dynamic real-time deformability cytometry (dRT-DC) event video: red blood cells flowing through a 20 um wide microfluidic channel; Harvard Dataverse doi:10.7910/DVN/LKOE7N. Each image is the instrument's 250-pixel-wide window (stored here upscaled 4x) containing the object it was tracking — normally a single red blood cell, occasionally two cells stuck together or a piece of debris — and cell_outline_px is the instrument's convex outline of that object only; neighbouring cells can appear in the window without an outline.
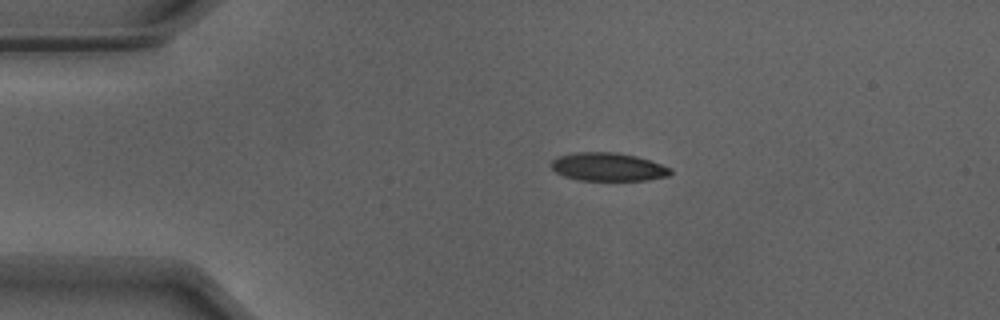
{"species": "Egyptian fruit bat (a non-hibernating species)", "species_latin": "Rousettus aegyptiacus", "temperature_condition": "warm", "stored_images_in_passage": 6, "camera_frame_rate_fps": 3000, "um_per_image_px": 0.085, "animal": {"sex": "male"}, "frame": {"image": 1, "passage_image": 1, "time_ms": 0.0, "image_size_px": [1000, 320], "cell_outline_px": [[672, 172], [668, 176], [648, 180], [580, 180], [564, 176], [556, 172], [548, 164], [552, 160], [560, 156], [576, 152], [616, 152], [636, 156], [672, 168]], "centroid_in_image_um": [51.67, 14.18], "position_along_channel_um": 33.3, "area_um2": 19.59}}